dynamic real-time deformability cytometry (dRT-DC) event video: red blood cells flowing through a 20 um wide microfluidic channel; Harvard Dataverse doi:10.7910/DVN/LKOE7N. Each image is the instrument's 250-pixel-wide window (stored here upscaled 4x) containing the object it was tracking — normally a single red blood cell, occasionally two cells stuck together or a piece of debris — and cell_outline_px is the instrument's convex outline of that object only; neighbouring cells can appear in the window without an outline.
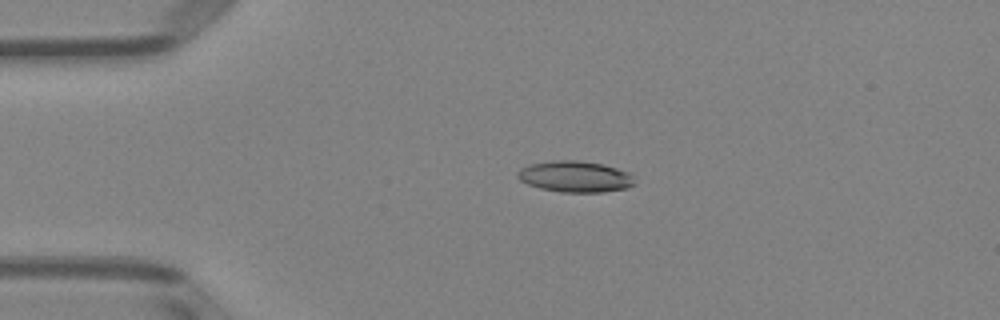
{"species": "Egyptian fruit bat (a non-hibernating species)", "species_latin": "Rousettus aegyptiacus", "temperature_condition": "room temperature", "stored_images_in_passage": 4, "camera_frame_rate_fps": 3000, "um_per_image_px": 0.085, "animal": {"sex": "female"}, "frame": {"image": 1, "passage_image": 3, "time_ms": 2.333, "image_size_px": [1000, 320], "cell_outline_px": [[636, 184], [628, 188], [604, 192], [560, 192], [540, 188], [528, 184], [520, 180], [516, 176], [516, 172], [520, 168], [528, 164], [552, 160], [580, 160], [604, 164], [628, 172], [632, 176]], "centroid_in_image_um": [48.87, 15.0], "position_along_channel_um": 36.1, "area_um2": 21.56}}